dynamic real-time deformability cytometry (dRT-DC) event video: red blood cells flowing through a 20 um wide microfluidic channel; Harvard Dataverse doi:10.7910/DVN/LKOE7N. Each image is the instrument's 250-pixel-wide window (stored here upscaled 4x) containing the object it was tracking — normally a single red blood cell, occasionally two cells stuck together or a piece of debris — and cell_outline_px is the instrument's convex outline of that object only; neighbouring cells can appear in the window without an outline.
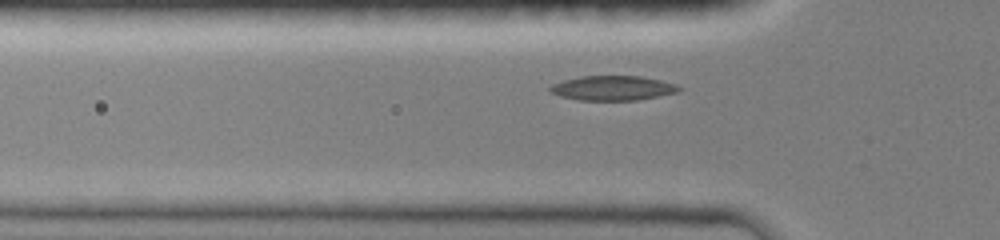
{"species": "common noctule bat (a hibernating species)", "species_latin": "Nyctalus noctula", "temperature_condition": "room temperature", "stored_images_in_passage": 19, "camera_frame_rate_fps": 3000, "um_per_image_px": 0.085, "animal": {"sex": "female", "body_mass_g": 19.0, "forearm_length_mm": 51.5}, "frame": {"image": 1, "passage_image": 3, "time_ms": 0.667, "image_size_px": [1000, 240], "cell_outline_px": [[684, 88], [676, 92], [636, 100], [580, 100], [560, 96], [552, 92], [548, 88], [552, 84], [564, 80], [580, 76], [640, 76], [660, 80], [676, 84]], "centroid_in_image_um": [52.08, 7.48], "position_along_channel_um": 73.7, "area_um2": 18.32}}
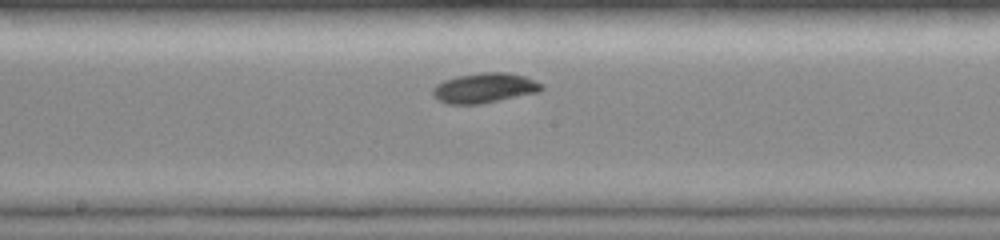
{"frame": {"image": 2, "passage_image": 12, "time_ms": 3.667, "image_size_px": [1000, 240], "cell_outline_px": [[544, 88], [540, 92], [480, 104], [444, 104], [436, 100], [432, 96], [432, 88], [436, 84], [444, 80], [456, 76], [480, 72], [508, 72], [524, 76], [536, 80], [544, 84]], "centroid_in_image_um": [41.17, 7.48], "position_along_channel_um": 207.0, "area_um2": 19.42}}
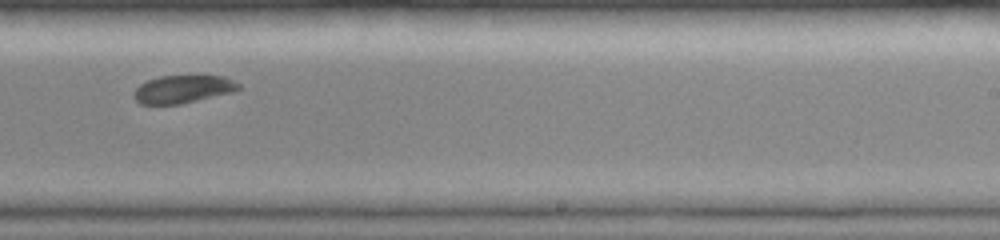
{"frame": {"image": 3, "passage_image": 17, "time_ms": 5.333, "image_size_px": [1000, 240], "cell_outline_px": [[240, 88], [232, 92], [180, 104], [140, 104], [132, 96], [136, 88], [140, 84], [148, 80], [160, 76], [224, 76], [240, 84]], "centroid_in_image_um": [15.52, 7.58], "position_along_channel_um": 273.5, "area_um2": 16.82}}